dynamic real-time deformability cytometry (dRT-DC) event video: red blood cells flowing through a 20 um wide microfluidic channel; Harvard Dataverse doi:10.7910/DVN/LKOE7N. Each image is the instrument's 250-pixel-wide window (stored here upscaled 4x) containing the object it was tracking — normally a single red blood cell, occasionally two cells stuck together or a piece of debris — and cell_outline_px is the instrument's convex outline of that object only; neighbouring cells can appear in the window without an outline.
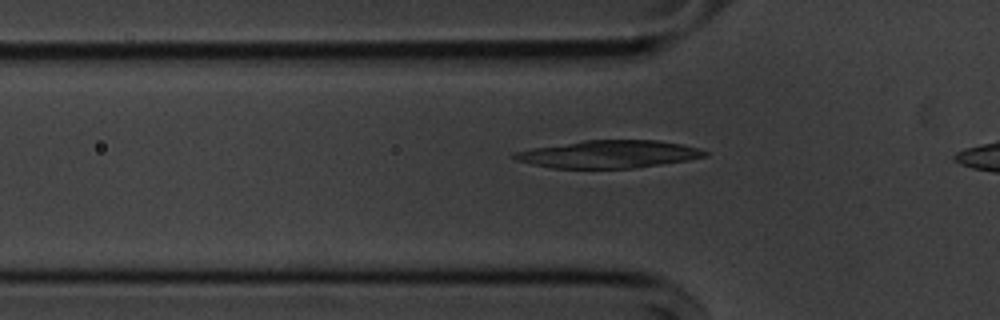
{"species": "common noctule bat (a hibernating species)", "species_latin": "Nyctalus noctula", "temperature_condition": "cold", "stored_images_in_passage": 10, "camera_frame_rate_fps": 3000, "um_per_image_px": 0.085, "animal": {"sex": "male", "body_mass_g": 20.1, "forearm_length_mm": 53.5}, "frame": {"image": 1, "passage_image": 7, "time_ms": 2.0, "image_size_px": [1000, 320], "cell_outline_px": [[708, 156], [688, 160], [632, 168], [552, 168], [532, 164], [516, 160], [512, 156], [516, 152], [532, 148], [584, 140], [656, 140], [684, 144], [700, 148], [708, 152]], "centroid_in_image_um": [51.78, 13.1], "position_along_channel_um": 74.0, "area_um2": 30.58}}